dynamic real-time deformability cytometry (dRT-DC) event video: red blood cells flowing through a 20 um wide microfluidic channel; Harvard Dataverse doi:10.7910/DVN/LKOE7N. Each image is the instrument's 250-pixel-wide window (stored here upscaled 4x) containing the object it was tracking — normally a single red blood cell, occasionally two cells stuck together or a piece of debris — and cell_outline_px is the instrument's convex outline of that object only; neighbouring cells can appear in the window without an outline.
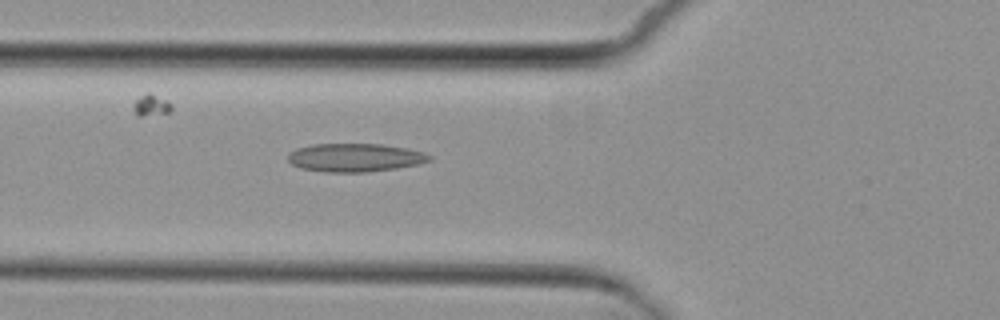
{"species": "common noctule bat (a hibernating species)", "species_latin": "Nyctalus noctula", "temperature_condition": "cold", "stored_images_in_passage": 4, "camera_frame_rate_fps": 3000, "um_per_image_px": 0.085, "animal": {"sex": "female", "body_mass_g": 29.2, "forearm_length_mm": 56.3}, "frame": {"image": 1, "passage_image": 4, "time_ms": 3.333, "image_size_px": [1000, 320], "cell_outline_px": [[432, 160], [416, 164], [396, 168], [364, 172], [324, 172], [300, 168], [292, 164], [288, 160], [288, 152], [296, 148], [312, 144], [380, 144], [408, 148], [424, 152], [432, 156]], "centroid_in_image_um": [30.15, 13.39], "position_along_channel_um": 95.6, "area_um2": 23.41}}